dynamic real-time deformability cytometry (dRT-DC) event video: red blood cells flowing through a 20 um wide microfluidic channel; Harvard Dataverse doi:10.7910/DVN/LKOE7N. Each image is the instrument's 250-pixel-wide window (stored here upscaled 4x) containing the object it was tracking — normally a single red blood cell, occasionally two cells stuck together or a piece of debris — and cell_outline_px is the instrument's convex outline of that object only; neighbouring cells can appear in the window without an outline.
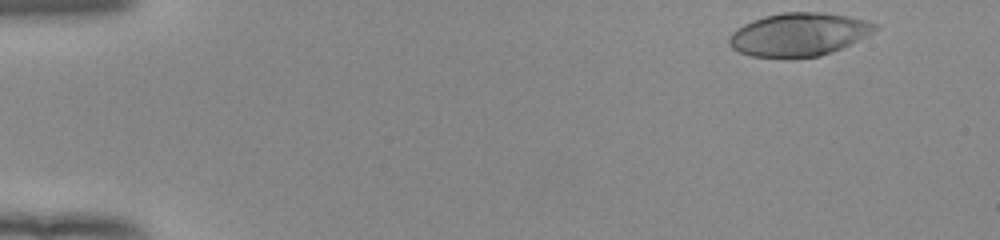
{"species": "human", "species_latin": "Homo sapiens", "temperature_condition": "room temperature", "stored_images_in_passage": 49, "camera_frame_rate_fps": 3000, "um_per_image_px": 0.085, "donor": {"sex": "female"}, "frame": {"image": 1, "passage_image": 1, "time_ms": 0.0, "image_size_px": [1000, 240], "cell_outline_px": [[880, 28], [832, 52], [820, 56], [788, 60], [752, 56], [740, 52], [732, 48], [728, 44], [728, 36], [736, 28], [752, 20], [764, 16], [780, 12], [824, 12], [848, 16], [868, 20], [880, 24]], "centroid_in_image_um": [67.87, 2.94], "position_along_channel_um": 17.1, "area_um2": 37.4}}
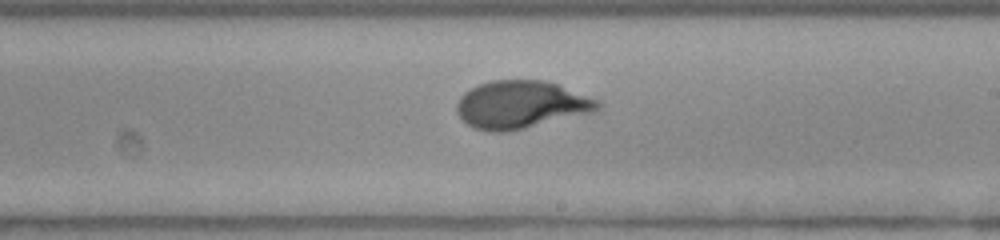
{"frame": {"image": 2, "passage_image": 28, "time_ms": 9.0, "image_size_px": [1000, 240], "cell_outline_px": [[600, 108], [596, 112], [508, 132], [488, 132], [472, 128], [456, 112], [456, 104], [460, 96], [464, 92], [480, 84], [492, 80], [544, 80], [556, 84], [596, 100], [600, 104]], "centroid_in_image_um": [44.25, 8.92], "position_along_channel_um": 244.8, "area_um2": 39.13}}
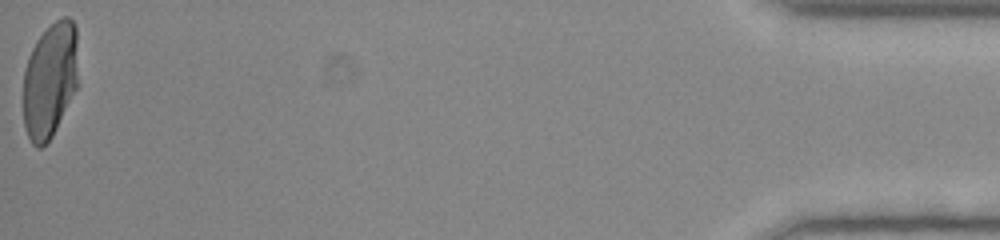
{"frame": {"image": 3, "passage_image": 49, "time_ms": 16.0, "image_size_px": [1000, 240], "cell_outline_px": [[80, 84], [52, 136], [40, 148], [36, 148], [32, 144], [24, 128], [24, 68], [28, 56], [36, 40], [56, 20], [64, 16], [68, 16], [72, 20], [76, 28]], "centroid_in_image_um": [4.28, 6.8], "position_along_channel_um": 430.9, "area_um2": 37.69}, "authors_computed_cell_mechanics": {"area_um2": 37.6856, "velocity_mm_per_s": 3.9323, "shape_relaxation_time_tau1_ms": 4.5643, "shape_relaxation_time_tau2_ms": null, "deformation_change_tau1": 0.2112, "deformation_change_tau2": null}}